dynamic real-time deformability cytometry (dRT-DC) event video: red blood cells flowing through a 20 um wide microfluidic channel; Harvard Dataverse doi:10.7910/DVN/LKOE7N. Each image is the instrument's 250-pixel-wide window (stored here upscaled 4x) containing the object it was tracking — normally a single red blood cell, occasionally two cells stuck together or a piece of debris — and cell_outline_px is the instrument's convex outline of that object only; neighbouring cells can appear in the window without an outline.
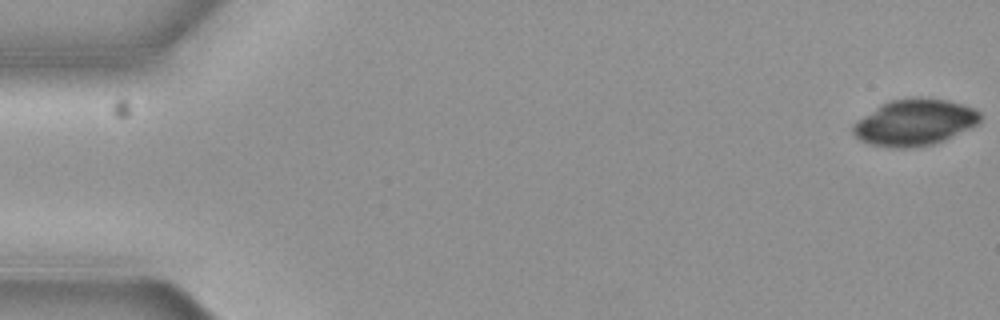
{"species": "common noctule bat (a hibernating species)", "species_latin": "Nyctalus noctula", "temperature_condition": "cold", "stored_images_in_passage": 5, "camera_frame_rate_fps": 3000, "um_per_image_px": 0.085, "animal": {"sex": "female", "body_mass_g": 19.3, "forearm_length_mm": 54.1}, "frame": {"image": 1, "passage_image": 1, "time_ms": 0.0, "image_size_px": [1000, 320], "cell_outline_px": [[980, 120], [976, 124], [944, 140], [932, 144], [900, 148], [896, 148], [872, 144], [860, 140], [852, 132], [852, 124], [856, 120], [880, 104], [892, 100], [912, 96], [920, 96], [948, 100], [964, 104], [980, 112]], "centroid_in_image_um": [77.7, 10.37], "position_along_channel_um": 7.3, "area_um2": 34.28}}